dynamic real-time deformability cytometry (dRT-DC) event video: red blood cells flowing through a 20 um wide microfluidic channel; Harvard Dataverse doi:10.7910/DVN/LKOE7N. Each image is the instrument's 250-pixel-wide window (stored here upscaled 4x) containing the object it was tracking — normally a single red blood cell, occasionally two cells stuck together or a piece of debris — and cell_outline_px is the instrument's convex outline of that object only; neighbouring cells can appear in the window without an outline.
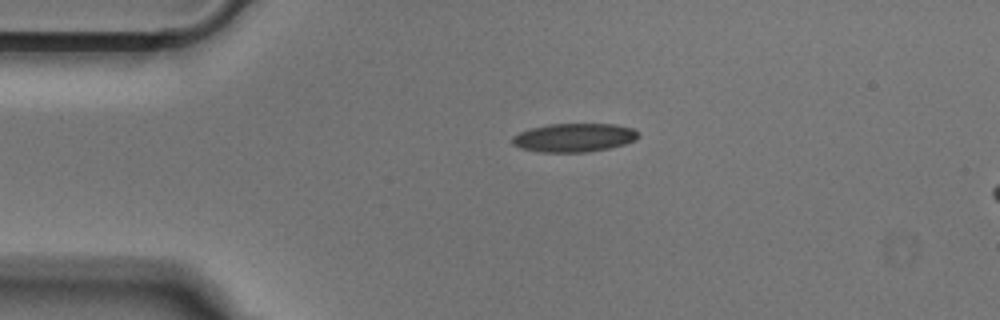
{"species": "Egyptian fruit bat (a non-hibernating species)", "species_latin": "Rousettus aegyptiacus", "temperature_condition": "cold", "stored_images_in_passage": 41, "camera_frame_rate_fps": 3000, "um_per_image_px": 0.085, "animal": {"sex": "male"}, "frame": {"image": 1, "passage_image": 1, "time_ms": 0.0, "image_size_px": [1000, 320], "cell_outline_px": [[640, 136], [636, 140], [624, 144], [608, 148], [588, 152], [540, 152], [520, 148], [512, 144], [512, 136], [520, 132], [532, 128], [548, 124], [616, 124], [632, 128], [640, 132]], "centroid_in_image_um": [48.82, 11.69], "position_along_channel_um": 36.2, "area_um2": 21.1}}
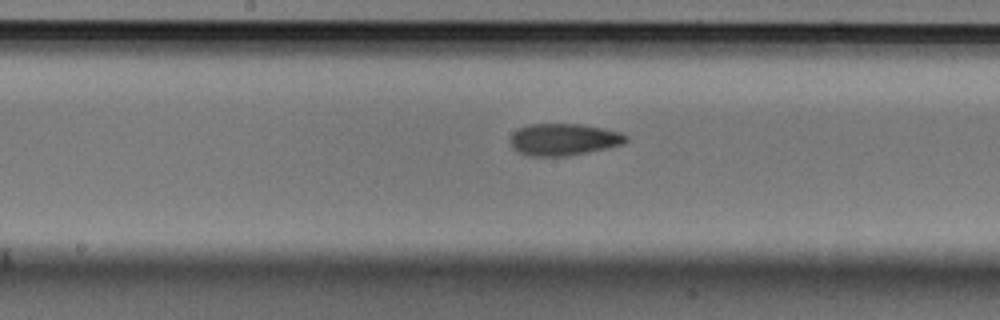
{"frame": {"image": 2, "passage_image": 16, "time_ms": 5.0, "image_size_px": [1000, 320], "cell_outline_px": [[628, 140], [624, 144], [608, 148], [564, 156], [528, 156], [512, 148], [512, 132], [520, 128], [532, 124], [580, 124], [604, 128], [620, 132], [628, 136]], "centroid_in_image_um": [47.95, 11.85], "position_along_channel_um": 200.2, "area_um2": 21.39}}
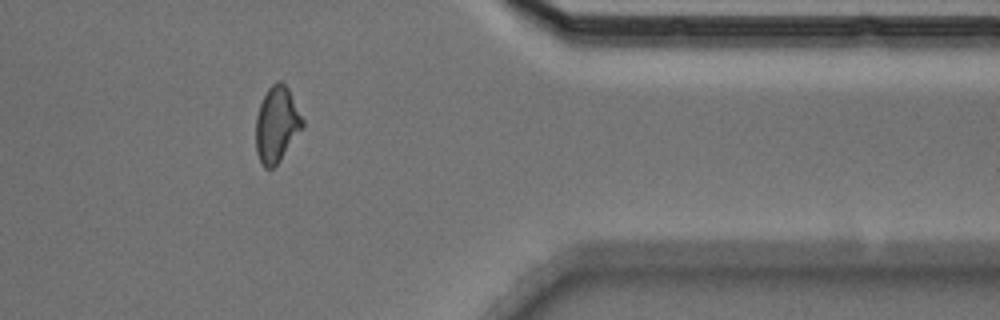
{"frame": {"image": 3, "passage_image": 32, "time_ms": 10.333, "image_size_px": [1000, 320], "cell_outline_px": [[304, 124], [280, 160], [272, 168], [264, 168], [256, 152], [256, 116], [260, 104], [268, 88], [276, 80], [280, 80], [288, 88], [304, 120]], "centroid_in_image_um": [23.51, 10.55], "position_along_channel_um": 387.9, "area_um2": 20.29}}